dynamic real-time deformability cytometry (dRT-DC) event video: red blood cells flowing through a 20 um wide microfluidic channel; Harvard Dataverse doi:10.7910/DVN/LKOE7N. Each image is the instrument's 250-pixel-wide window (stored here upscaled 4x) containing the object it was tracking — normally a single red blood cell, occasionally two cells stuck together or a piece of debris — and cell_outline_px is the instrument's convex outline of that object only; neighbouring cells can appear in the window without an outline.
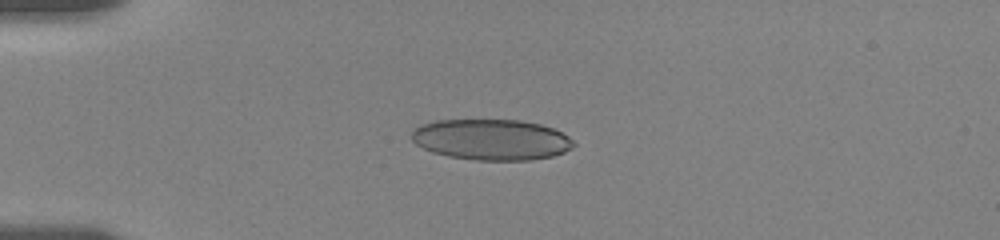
{"species": "human", "species_latin": "Homo sapiens", "temperature_condition": "room temperature", "stored_images_in_passage": 8, "camera_frame_rate_fps": 3000, "um_per_image_px": 0.085, "donor": {"sex": "female"}, "frame": {"image": 1, "passage_image": 5, "time_ms": 3.333, "image_size_px": [1000, 240], "cell_outline_px": [[576, 144], [572, 148], [564, 152], [552, 156], [532, 160], [476, 160], [448, 156], [432, 152], [416, 144], [412, 140], [412, 132], [420, 124], [436, 120], [520, 120], [540, 124], [552, 128], [568, 136]], "centroid_in_image_um": [41.77, 11.86], "position_along_channel_um": 43.2, "area_um2": 38.55}}
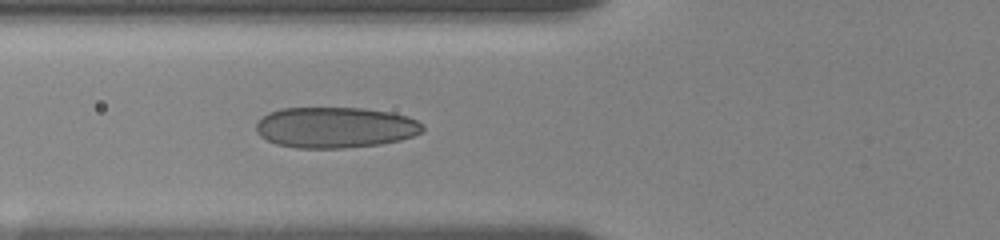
{"frame": {"image": 2, "passage_image": 8, "time_ms": 5.667, "image_size_px": [1000, 240], "cell_outline_px": [[424, 128], [420, 132], [412, 136], [400, 140], [380, 144], [340, 148], [296, 148], [276, 144], [260, 136], [256, 132], [256, 124], [268, 112], [280, 108], [364, 108], [392, 112], [408, 116], [424, 124]], "centroid_in_image_um": [28.49, 10.83], "position_along_channel_um": 97.3, "area_um2": 39.77}}